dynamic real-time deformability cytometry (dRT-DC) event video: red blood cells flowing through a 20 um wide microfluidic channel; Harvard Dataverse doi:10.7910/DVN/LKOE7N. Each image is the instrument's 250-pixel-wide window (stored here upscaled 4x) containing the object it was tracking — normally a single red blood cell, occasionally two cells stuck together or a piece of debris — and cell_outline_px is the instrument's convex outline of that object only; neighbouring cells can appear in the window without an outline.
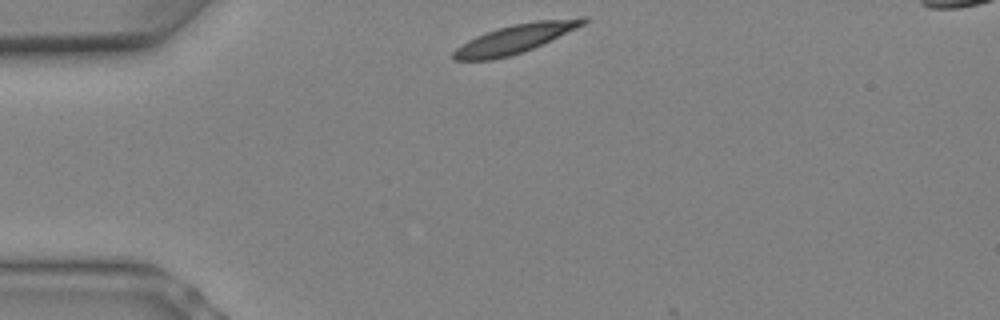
{"species": "Egyptian fruit bat (a non-hibernating species)", "species_latin": "Rousettus aegyptiacus", "temperature_condition": "warm", "stored_images_in_passage": 4, "camera_frame_rate_fps": 3000, "um_per_image_px": 0.085, "animal": {"sex": "female"}, "frame": {"image": 1, "passage_image": 1, "time_ms": 0.0, "image_size_px": [1000, 320], "cell_outline_px": [[588, 20], [584, 24], [576, 28], [532, 48], [508, 56], [492, 60], [452, 60], [452, 52], [456, 48], [468, 40], [476, 36], [512, 24], [536, 20], [580, 16], [588, 16]], "centroid_in_image_um": [43.8, 3.27], "position_along_channel_um": 41.2, "area_um2": 21.56}}
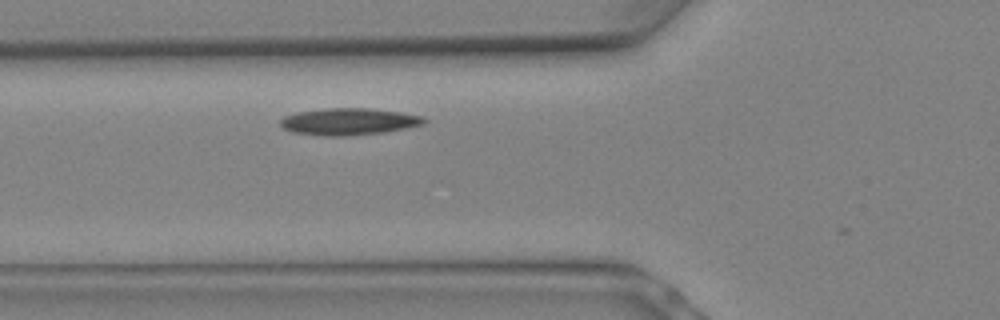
{"frame": {"image": 2, "passage_image": 4, "time_ms": 1.0, "image_size_px": [1000, 320], "cell_outline_px": [[428, 120], [424, 124], [384, 132], [344, 136], [324, 136], [292, 132], [284, 128], [280, 124], [280, 120], [284, 116], [296, 112], [324, 108], [368, 108], [400, 112], [420, 116]], "centroid_in_image_um": [29.61, 10.33], "position_along_channel_um": 96.2, "area_um2": 22.43}}